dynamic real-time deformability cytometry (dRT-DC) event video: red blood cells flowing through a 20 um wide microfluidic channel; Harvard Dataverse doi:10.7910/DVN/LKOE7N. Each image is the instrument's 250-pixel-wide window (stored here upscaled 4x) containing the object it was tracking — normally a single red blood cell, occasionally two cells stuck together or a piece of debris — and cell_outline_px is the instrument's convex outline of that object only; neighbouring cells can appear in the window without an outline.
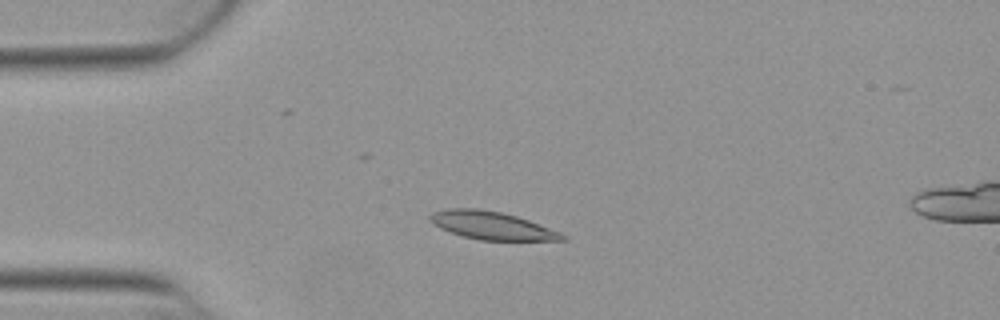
{"species": "Egyptian fruit bat (a non-hibernating species)", "species_latin": "Rousettus aegyptiacus", "temperature_condition": "warm", "stored_images_in_passage": 53, "segment_of_instrument_passage": [1, 2], "camera_frame_rate_fps": 3000, "um_per_image_px": 0.085, "animal": {"sex": "female"}, "frame": {"image": 1, "passage_image": 12, "time_ms": 3.667, "image_size_px": [1000, 320], "cell_outline_px": [[568, 240], [480, 240], [464, 236], [440, 228], [432, 224], [428, 220], [428, 216], [432, 212], [448, 208], [476, 208], [500, 212], [516, 216], [528, 220], [560, 232], [568, 236]], "centroid_in_image_um": [41.78, 19.16], "position_along_channel_um": 43.2, "area_um2": 21.44}}
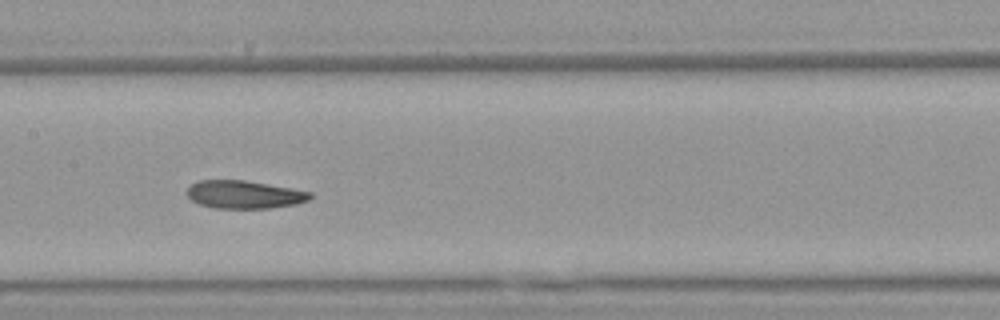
{"frame": {"image": 2, "passage_image": 25, "time_ms": 8.0, "image_size_px": [1000, 320], "cell_outline_px": [[312, 196], [308, 200], [296, 204], [272, 208], [212, 208], [200, 204], [192, 200], [184, 192], [192, 184], [200, 180], [244, 180], [312, 192]], "centroid_in_image_um": [20.74, 16.54], "position_along_channel_um": 186.7, "area_um2": 20.0}}
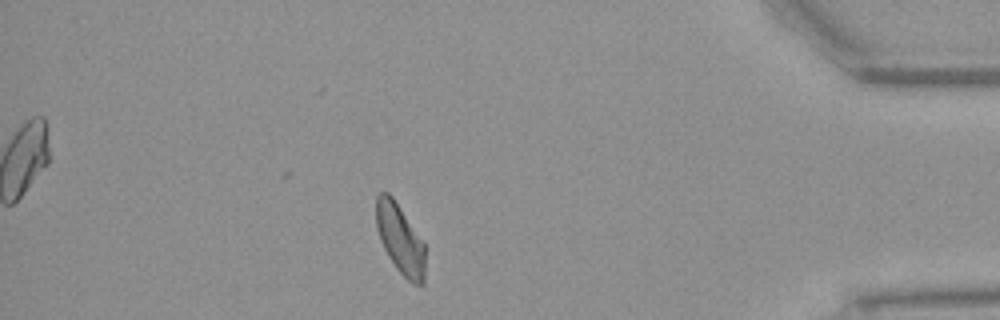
{"frame": {"image": 3, "passage_image": 45, "time_ms": 14.667, "image_size_px": [1000, 320], "cell_outline_px": [[424, 284], [412, 284], [396, 268], [388, 256], [380, 240], [376, 228], [376, 196], [380, 192], [388, 192], [392, 196], [424, 244]], "centroid_in_image_um": [33.98, 20.32], "position_along_channel_um": 401.2, "area_um2": 19.59}}